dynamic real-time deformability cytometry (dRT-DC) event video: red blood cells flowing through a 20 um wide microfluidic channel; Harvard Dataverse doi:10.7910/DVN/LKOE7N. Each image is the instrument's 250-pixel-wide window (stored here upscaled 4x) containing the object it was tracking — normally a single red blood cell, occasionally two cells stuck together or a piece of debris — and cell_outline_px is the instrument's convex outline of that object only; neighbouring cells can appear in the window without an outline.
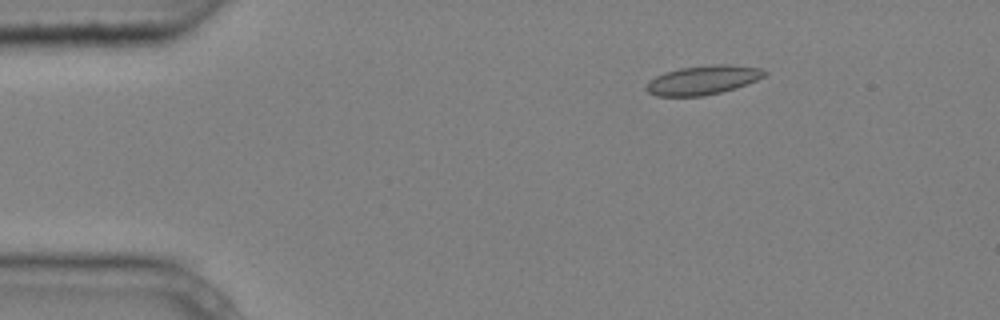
{"species": "common noctule bat (a hibernating species)", "species_latin": "Nyctalus noctula", "temperature_condition": "cold", "stored_images_in_passage": 5, "camera_frame_rate_fps": 3000, "um_per_image_px": 0.085, "animal": {"sex": "male", "body_mass_g": 20.4}, "frame": {"image": 1, "passage_image": 3, "time_ms": 0.667, "image_size_px": [1000, 320], "cell_outline_px": [[768, 72], [764, 76], [756, 80], [736, 88], [704, 96], [656, 96], [648, 92], [644, 88], [656, 76], [664, 72], [680, 68], [712, 64], [728, 64], [760, 68]], "centroid_in_image_um": [59.75, 6.8], "position_along_channel_um": 25.2, "area_um2": 19.94}}